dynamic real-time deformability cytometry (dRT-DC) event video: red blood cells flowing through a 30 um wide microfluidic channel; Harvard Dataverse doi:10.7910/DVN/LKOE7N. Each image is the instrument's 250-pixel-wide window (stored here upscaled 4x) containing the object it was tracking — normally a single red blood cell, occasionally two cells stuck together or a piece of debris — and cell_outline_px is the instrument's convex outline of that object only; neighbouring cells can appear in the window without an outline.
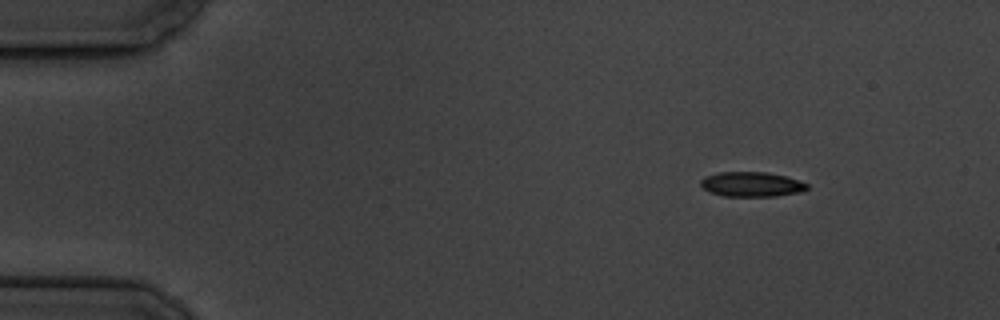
{"species": "common noctule bat (a hibernating species)", "species_latin": "Nyctalus noctula", "temperature_condition": "cold", "stored_images_in_passage": 6, "camera_frame_rate_fps": 3000, "um_per_image_px": 0.085, "animal": {"sex": "male", "body_mass_g": 19.5, "forearm_length_mm": 54.6}, "frame": {"image": 1, "passage_image": 1, "time_ms": 0.0, "image_size_px": [1000, 320], "cell_outline_px": [[808, 188], [804, 192], [776, 196], [724, 196], [712, 192], [704, 188], [700, 184], [700, 180], [704, 176], [720, 172], [768, 172], [784, 176], [808, 184]], "centroid_in_image_um": [63.9, 15.66], "position_along_channel_um": 21.1, "area_um2": 15.32}}
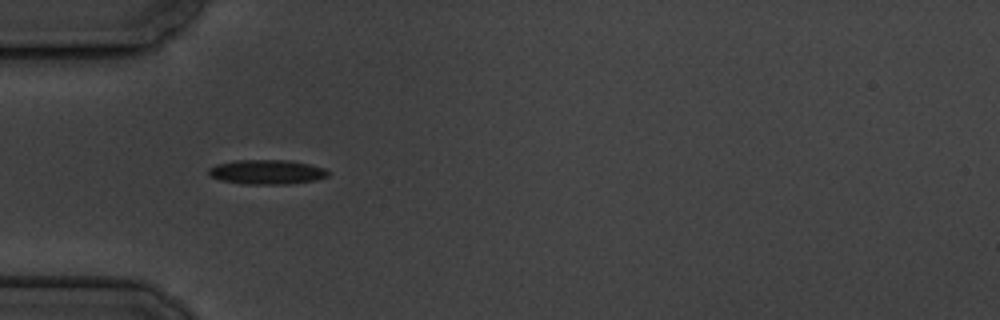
{"frame": {"image": 2, "passage_image": 4, "time_ms": 3.667, "image_size_px": [1000, 320], "cell_outline_px": [[328, 176], [316, 180], [288, 184], [240, 184], [220, 180], [208, 176], [208, 168], [216, 164], [236, 160], [292, 160], [324, 168], [328, 172]], "centroid_in_image_um": [22.63, 14.62], "position_along_channel_um": 62.4, "area_um2": 17.22}}
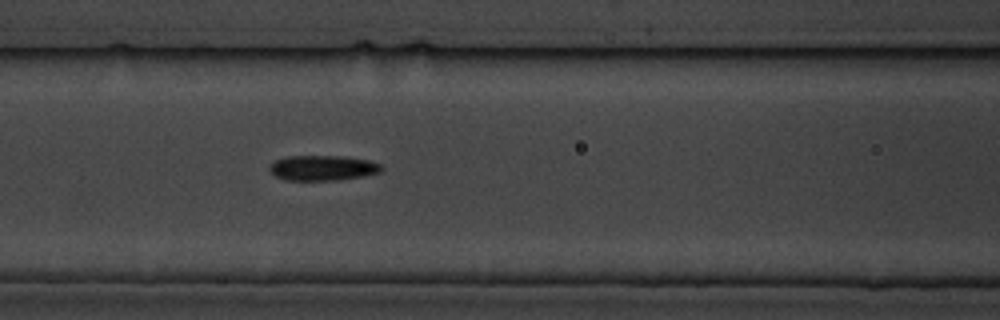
{"frame": {"image": 3, "passage_image": 6, "time_ms": 6.0, "image_size_px": [1000, 320], "cell_outline_px": [[384, 168], [380, 172], [364, 176], [336, 180], [284, 180], [276, 176], [268, 168], [272, 160], [288, 156], [340, 156], [372, 160], [380, 164]], "centroid_in_image_um": [27.43, 14.26], "position_along_channel_um": 139.2, "area_um2": 16.59}}